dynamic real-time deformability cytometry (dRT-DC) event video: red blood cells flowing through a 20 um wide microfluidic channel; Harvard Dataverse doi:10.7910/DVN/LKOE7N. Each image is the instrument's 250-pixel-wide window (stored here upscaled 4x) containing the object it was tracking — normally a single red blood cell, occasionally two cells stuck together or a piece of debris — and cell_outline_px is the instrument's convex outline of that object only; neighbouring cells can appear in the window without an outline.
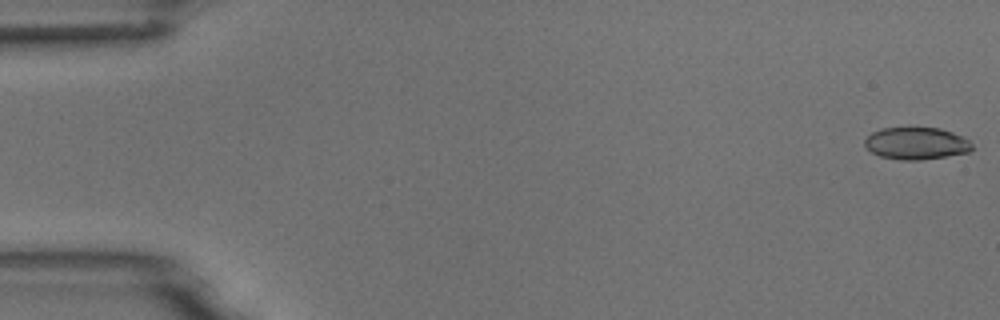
{"species": "common noctule bat (a hibernating species)", "species_latin": "Nyctalus noctula", "temperature_condition": "room temperature", "stored_images_in_passage": 6, "camera_frame_rate_fps": 3000, "um_per_image_px": 0.085, "animal": {"sex": "male", "body_mass_g": 18.8}, "frame": {"image": 1, "passage_image": 1, "time_ms": 0.0, "image_size_px": [1000, 320], "cell_outline_px": [[972, 148], [968, 152], [920, 160], [900, 160], [880, 156], [872, 152], [864, 144], [864, 140], [872, 132], [880, 128], [908, 124], [940, 128], [952, 132], [968, 140], [972, 144]], "centroid_in_image_um": [77.83, 12.12], "position_along_channel_um": 7.2, "area_um2": 20.75}}
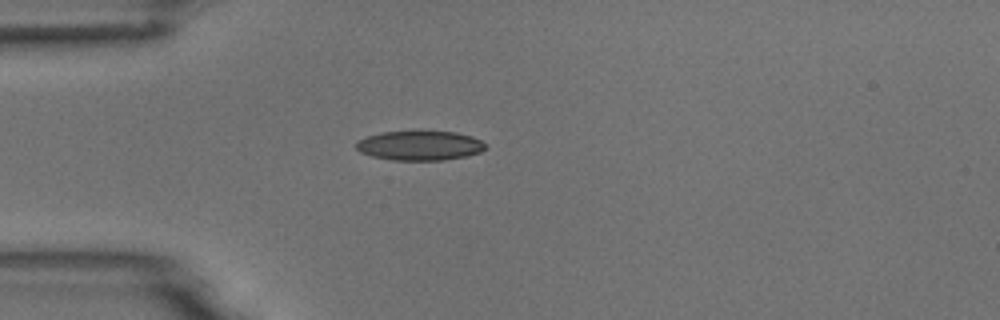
{"frame": {"image": 2, "passage_image": 5, "time_ms": 4.667, "image_size_px": [1000, 320], "cell_outline_px": [[488, 148], [480, 152], [468, 156], [444, 160], [392, 160], [372, 156], [360, 152], [356, 148], [356, 140], [380, 132], [456, 132], [472, 136], [488, 144]], "centroid_in_image_um": [35.71, 12.38], "position_along_channel_um": 49.3, "area_um2": 22.31}}